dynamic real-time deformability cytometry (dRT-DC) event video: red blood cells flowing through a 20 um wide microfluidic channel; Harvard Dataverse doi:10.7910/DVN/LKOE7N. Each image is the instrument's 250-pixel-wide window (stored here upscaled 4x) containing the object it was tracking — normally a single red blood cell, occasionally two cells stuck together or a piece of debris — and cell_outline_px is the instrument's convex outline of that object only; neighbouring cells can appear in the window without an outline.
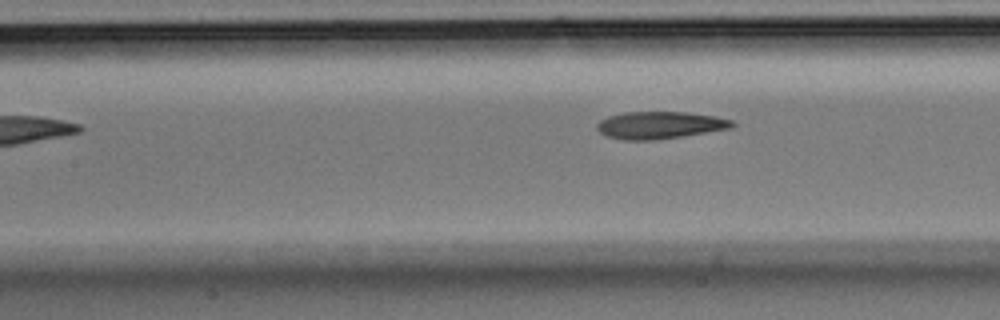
{"species": "Egyptian fruit bat (a non-hibernating species)", "species_latin": "Rousettus aegyptiacus", "temperature_condition": "room temperature", "stored_images_in_passage": 4, "camera_frame_rate_fps": 3000, "um_per_image_px": 0.085, "animal": {"sex": "male"}, "frame": {"image": 1, "passage_image": 4, "time_ms": 1.0, "image_size_px": [1000, 320], "cell_outline_px": [[736, 124], [732, 128], [680, 136], [652, 140], [624, 140], [608, 136], [600, 132], [596, 128], [596, 124], [600, 120], [608, 116], [624, 112], [684, 112], [712, 116], [732, 120]], "centroid_in_image_um": [56.05, 10.63], "position_along_channel_um": 151.3, "area_um2": 21.21}}